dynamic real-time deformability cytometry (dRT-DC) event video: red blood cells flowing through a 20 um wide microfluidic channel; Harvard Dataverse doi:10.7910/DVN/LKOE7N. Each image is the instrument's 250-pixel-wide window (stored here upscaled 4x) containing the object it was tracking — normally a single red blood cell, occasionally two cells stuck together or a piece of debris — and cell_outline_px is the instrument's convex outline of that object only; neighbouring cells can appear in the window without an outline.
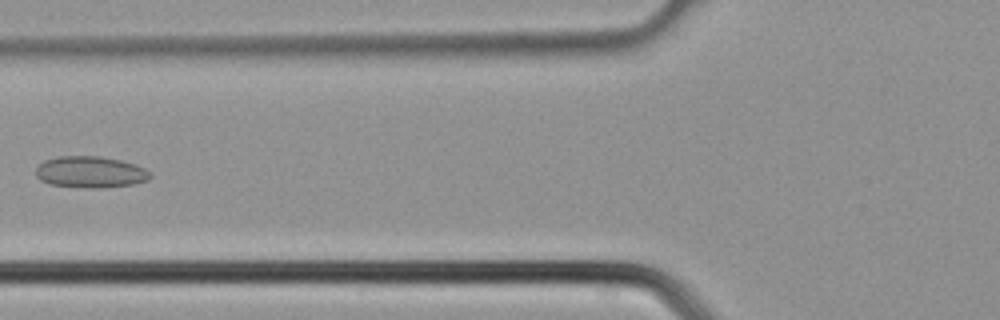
{"species": "common noctule bat (a hibernating species)", "species_latin": "Nyctalus noctula", "temperature_condition": "cold", "stored_images_in_passage": 3, "camera_frame_rate_fps": 3000, "um_per_image_px": 0.085, "animal": {"sex": "male", "body_mass_g": 21.5, "forearm_length_mm": 52.0}, "frame": {"image": 1, "passage_image": 3, "time_ms": 0.667, "image_size_px": [1000, 320], "cell_outline_px": [[152, 176], [148, 180], [132, 184], [104, 188], [88, 188], [48, 184], [40, 180], [36, 176], [36, 168], [44, 160], [56, 156], [100, 156], [120, 160], [136, 164], [144, 168]], "centroid_in_image_um": [7.66, 14.62], "position_along_channel_um": 118.1, "area_um2": 21.1}}